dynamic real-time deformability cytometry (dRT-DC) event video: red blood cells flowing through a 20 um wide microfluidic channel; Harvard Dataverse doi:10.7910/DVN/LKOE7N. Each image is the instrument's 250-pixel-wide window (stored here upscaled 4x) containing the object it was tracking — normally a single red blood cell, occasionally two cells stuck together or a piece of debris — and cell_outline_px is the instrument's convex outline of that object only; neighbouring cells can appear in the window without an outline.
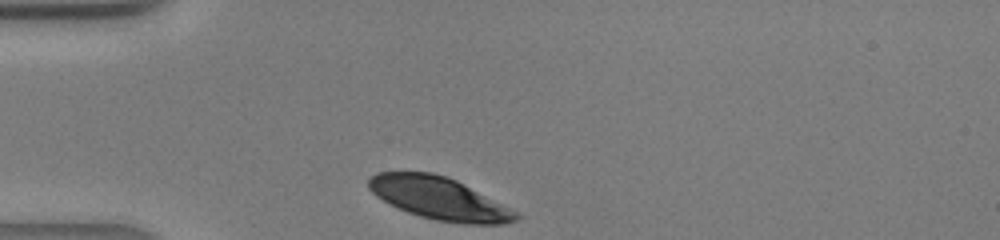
{"species": "human", "species_latin": "Homo sapiens", "temperature_condition": "warm", "stored_images_in_passage": 24, "camera_frame_rate_fps": 3000, "um_per_image_px": 0.085, "donor": {"sex": "male"}, "frame": {"image": 1, "passage_image": 1, "time_ms": 0.0, "image_size_px": [1000, 240], "cell_outline_px": [[520, 216], [516, 220], [504, 224], [464, 224], [436, 220], [420, 216], [408, 212], [376, 196], [368, 188], [368, 180], [376, 172], [432, 172], [456, 180], [520, 212]], "centroid_in_image_um": [37.37, 16.87], "position_along_channel_um": 47.6, "area_um2": 36.3}}
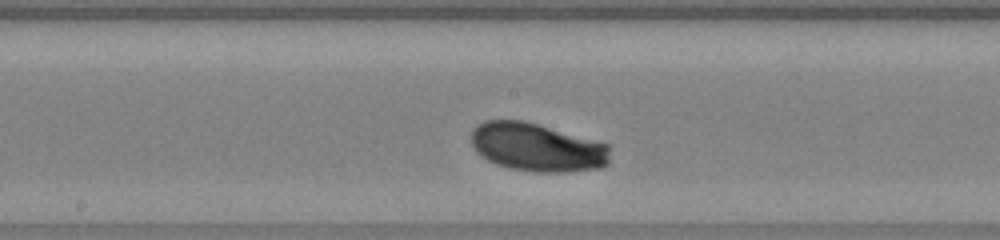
{"frame": {"image": 2, "passage_image": 12, "time_ms": 3.667, "image_size_px": [1000, 240], "cell_outline_px": [[608, 164], [600, 168], [564, 172], [536, 172], [512, 168], [496, 164], [480, 156], [476, 152], [472, 144], [472, 128], [476, 124], [484, 120], [520, 120], [536, 124], [608, 144]], "centroid_in_image_um": [45.6, 12.52], "position_along_channel_um": 202.6, "area_um2": 38.78}}
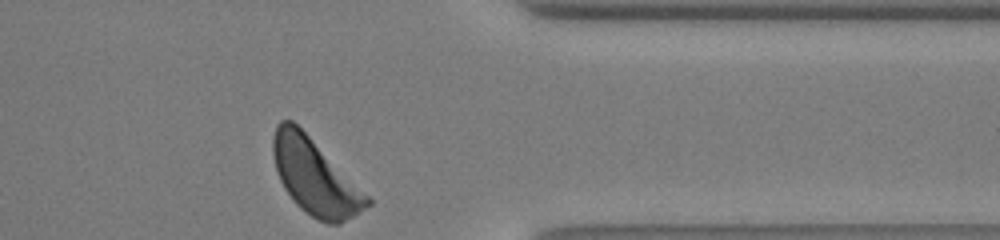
{"frame": {"image": 3, "passage_image": 24, "time_ms": 7.667, "image_size_px": [1000, 240], "cell_outline_px": [[372, 204], [340, 224], [328, 224], [316, 220], [300, 208], [292, 200], [284, 188], [276, 172], [272, 152], [272, 136], [276, 124], [280, 120], [292, 120], [372, 200]], "centroid_in_image_um": [26.72, 15.06], "position_along_channel_um": 384.7, "area_um2": 40.81}}